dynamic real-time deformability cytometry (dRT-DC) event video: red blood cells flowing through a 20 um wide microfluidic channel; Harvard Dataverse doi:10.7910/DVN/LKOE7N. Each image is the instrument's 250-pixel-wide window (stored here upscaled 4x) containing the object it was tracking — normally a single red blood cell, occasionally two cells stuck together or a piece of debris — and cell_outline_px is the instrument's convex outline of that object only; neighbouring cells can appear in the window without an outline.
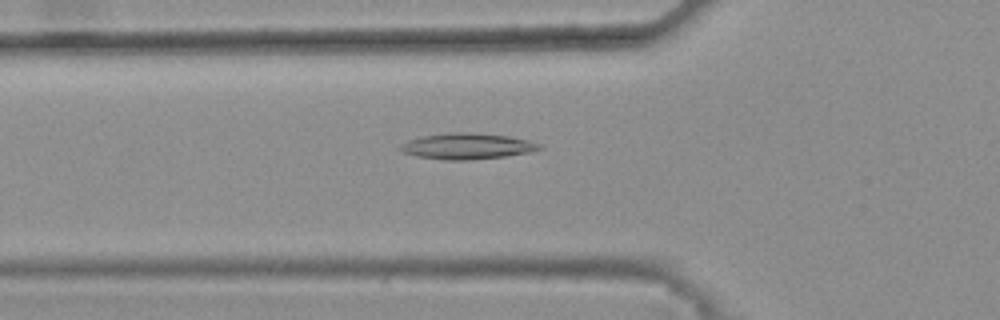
{"species": "common noctule bat (a hibernating species)", "species_latin": "Nyctalus noctula", "temperature_condition": "warm", "stored_images_in_passage": 47, "camera_frame_rate_fps": 3000, "um_per_image_px": 0.085, "animal": {"sex": "female", "body_mass_g": 25.1}, "frame": {"image": 1, "passage_image": 18, "time_ms": 5.667, "image_size_px": [1000, 320], "cell_outline_px": [[544, 148], [532, 152], [504, 156], [464, 160], [444, 160], [416, 156], [404, 152], [400, 148], [400, 144], [408, 140], [424, 136], [448, 132], [472, 132], [508, 136], [528, 140], [540, 144]], "centroid_in_image_um": [39.73, 12.42], "position_along_channel_um": 86.1, "area_um2": 20.98}}
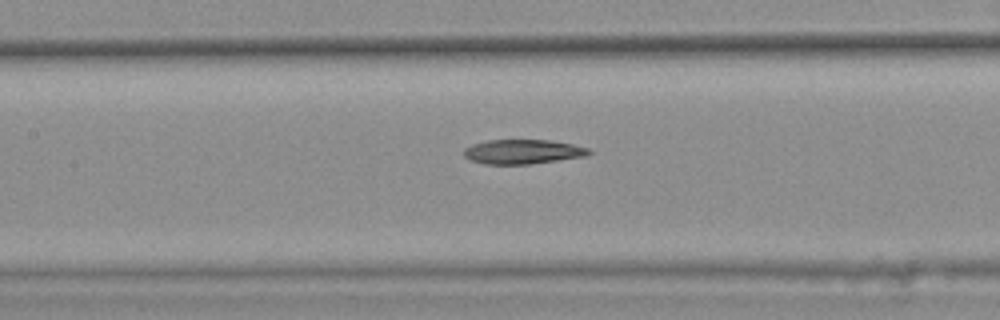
{"frame": {"image": 2, "passage_image": 24, "time_ms": 7.667, "image_size_px": [1000, 320], "cell_outline_px": [[592, 152], [588, 156], [528, 164], [484, 164], [472, 160], [464, 156], [464, 148], [472, 144], [488, 140], [552, 140], [572, 144], [588, 148]], "centroid_in_image_um": [44.45, 12.89], "position_along_channel_um": 163.0, "area_um2": 17.8}}
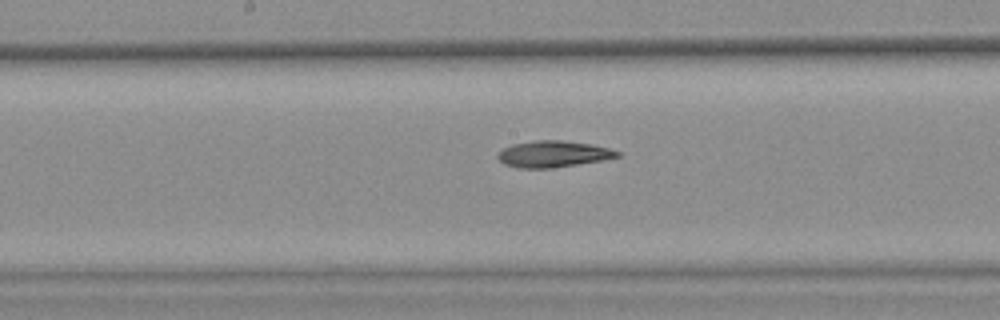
{"frame": {"image": 3, "passage_image": 27, "time_ms": 8.667, "image_size_px": [1000, 320], "cell_outline_px": [[620, 156], [600, 160], [552, 168], [520, 168], [504, 164], [496, 156], [504, 148], [512, 144], [536, 140], [560, 140], [592, 144], [608, 148], [620, 152]], "centroid_in_image_um": [47.0, 13.08], "position_along_channel_um": 201.2, "area_um2": 18.15}}